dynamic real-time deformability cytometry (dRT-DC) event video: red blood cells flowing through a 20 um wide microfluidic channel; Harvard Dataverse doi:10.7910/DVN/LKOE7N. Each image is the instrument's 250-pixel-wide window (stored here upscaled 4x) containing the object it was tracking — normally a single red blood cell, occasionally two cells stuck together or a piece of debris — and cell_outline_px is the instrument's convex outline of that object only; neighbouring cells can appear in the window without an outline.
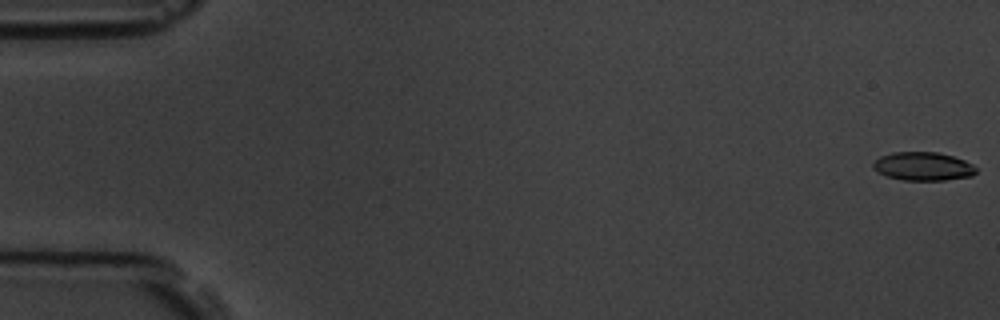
{"species": "common noctule bat (a hibernating species)", "species_latin": "Nyctalus noctula", "temperature_condition": "room temperature", "stored_images_in_passage": 5, "camera_frame_rate_fps": 3000, "um_per_image_px": 0.085, "animal": {"sex": "male", "body_mass_g": 19.5, "forearm_length_mm": 54.6}, "frame": {"image": 1, "passage_image": 1, "time_ms": 0.0, "image_size_px": [1000, 320], "cell_outline_px": [[976, 172], [972, 176], [944, 180], [904, 180], [888, 176], [872, 168], [872, 164], [880, 156], [892, 152], [936, 152], [952, 156], [964, 160], [972, 164], [976, 168]], "centroid_in_image_um": [78.46, 14.13], "position_along_channel_um": 6.5, "area_um2": 16.94}}
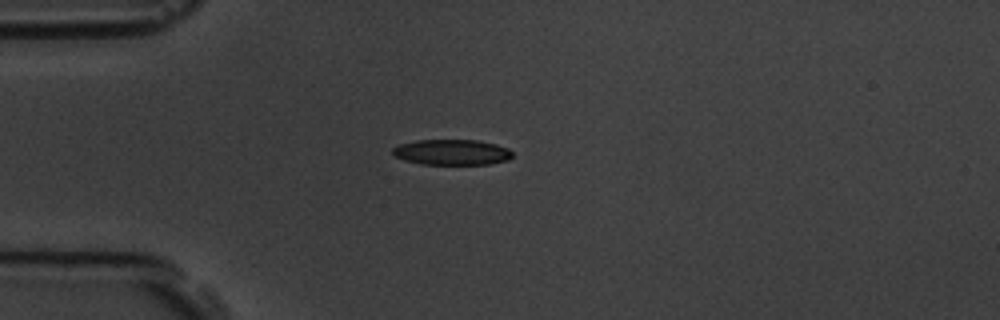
{"frame": {"image": 2, "passage_image": 5, "time_ms": 4.667, "image_size_px": [1000, 320], "cell_outline_px": [[512, 156], [508, 160], [488, 164], [420, 164], [404, 160], [396, 156], [392, 152], [392, 148], [400, 144], [416, 140], [476, 140], [496, 144], [508, 148], [512, 152]], "centroid_in_image_um": [38.41, 12.93], "position_along_channel_um": 46.6, "area_um2": 17.8}}